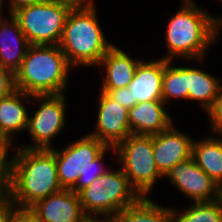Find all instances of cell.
<instances>
[{
	"label": "cell",
	"instance_id": "6da1fadb",
	"mask_svg": "<svg viewBox=\"0 0 222 222\" xmlns=\"http://www.w3.org/2000/svg\"><path fill=\"white\" fill-rule=\"evenodd\" d=\"M195 0H183L180 10L170 17L165 33L167 61L182 58L203 62L222 28V16H214L197 6ZM177 57V58H176Z\"/></svg>",
	"mask_w": 222,
	"mask_h": 222
},
{
	"label": "cell",
	"instance_id": "7a4b0ae2",
	"mask_svg": "<svg viewBox=\"0 0 222 222\" xmlns=\"http://www.w3.org/2000/svg\"><path fill=\"white\" fill-rule=\"evenodd\" d=\"M61 190L55 147L15 148L9 195L18 208L29 209L37 201Z\"/></svg>",
	"mask_w": 222,
	"mask_h": 222
},
{
	"label": "cell",
	"instance_id": "3957f363",
	"mask_svg": "<svg viewBox=\"0 0 222 222\" xmlns=\"http://www.w3.org/2000/svg\"><path fill=\"white\" fill-rule=\"evenodd\" d=\"M97 4H76L68 14L59 46L72 68L95 67L114 45L98 21Z\"/></svg>",
	"mask_w": 222,
	"mask_h": 222
},
{
	"label": "cell",
	"instance_id": "277c9868",
	"mask_svg": "<svg viewBox=\"0 0 222 222\" xmlns=\"http://www.w3.org/2000/svg\"><path fill=\"white\" fill-rule=\"evenodd\" d=\"M71 71L59 45H30L14 74L15 86L30 95L65 94Z\"/></svg>",
	"mask_w": 222,
	"mask_h": 222
},
{
	"label": "cell",
	"instance_id": "5b68a950",
	"mask_svg": "<svg viewBox=\"0 0 222 222\" xmlns=\"http://www.w3.org/2000/svg\"><path fill=\"white\" fill-rule=\"evenodd\" d=\"M61 150L55 148L59 183L62 189L76 193L89 186L93 180L109 169L102 166L104 165L102 161L107 152H115L114 147H108L88 134L79 140H74Z\"/></svg>",
	"mask_w": 222,
	"mask_h": 222
},
{
	"label": "cell",
	"instance_id": "8992f818",
	"mask_svg": "<svg viewBox=\"0 0 222 222\" xmlns=\"http://www.w3.org/2000/svg\"><path fill=\"white\" fill-rule=\"evenodd\" d=\"M88 218H113L141 196L132 187L123 170L108 169L103 175L78 192Z\"/></svg>",
	"mask_w": 222,
	"mask_h": 222
},
{
	"label": "cell",
	"instance_id": "52a82bcc",
	"mask_svg": "<svg viewBox=\"0 0 222 222\" xmlns=\"http://www.w3.org/2000/svg\"><path fill=\"white\" fill-rule=\"evenodd\" d=\"M76 4L47 0L24 6L12 13L30 45H59L68 14Z\"/></svg>",
	"mask_w": 222,
	"mask_h": 222
},
{
	"label": "cell",
	"instance_id": "ba28073f",
	"mask_svg": "<svg viewBox=\"0 0 222 222\" xmlns=\"http://www.w3.org/2000/svg\"><path fill=\"white\" fill-rule=\"evenodd\" d=\"M114 149L132 187L141 197H148L157 179L164 177L154 160L153 135L130 134Z\"/></svg>",
	"mask_w": 222,
	"mask_h": 222
},
{
	"label": "cell",
	"instance_id": "9c48e42d",
	"mask_svg": "<svg viewBox=\"0 0 222 222\" xmlns=\"http://www.w3.org/2000/svg\"><path fill=\"white\" fill-rule=\"evenodd\" d=\"M65 94L60 95H32L37 102L38 109L29 115L26 132L31 137V145H22L27 149H51L53 139L66 127L67 101ZM41 101V102H40Z\"/></svg>",
	"mask_w": 222,
	"mask_h": 222
},
{
	"label": "cell",
	"instance_id": "30bf717a",
	"mask_svg": "<svg viewBox=\"0 0 222 222\" xmlns=\"http://www.w3.org/2000/svg\"><path fill=\"white\" fill-rule=\"evenodd\" d=\"M165 177L174 188L191 199L190 202L220 199V186L194 162L192 157L176 164Z\"/></svg>",
	"mask_w": 222,
	"mask_h": 222
},
{
	"label": "cell",
	"instance_id": "8fae6325",
	"mask_svg": "<svg viewBox=\"0 0 222 222\" xmlns=\"http://www.w3.org/2000/svg\"><path fill=\"white\" fill-rule=\"evenodd\" d=\"M97 104V124L95 131L88 133L108 147H115L130 134L129 110L113 100L107 93L100 91Z\"/></svg>",
	"mask_w": 222,
	"mask_h": 222
},
{
	"label": "cell",
	"instance_id": "7c38bea8",
	"mask_svg": "<svg viewBox=\"0 0 222 222\" xmlns=\"http://www.w3.org/2000/svg\"><path fill=\"white\" fill-rule=\"evenodd\" d=\"M174 126L153 135L154 160L164 177L176 164L192 157L193 137Z\"/></svg>",
	"mask_w": 222,
	"mask_h": 222
},
{
	"label": "cell",
	"instance_id": "4fadbf2b",
	"mask_svg": "<svg viewBox=\"0 0 222 222\" xmlns=\"http://www.w3.org/2000/svg\"><path fill=\"white\" fill-rule=\"evenodd\" d=\"M39 222H84V214L78 193L63 189L37 201L30 208Z\"/></svg>",
	"mask_w": 222,
	"mask_h": 222
},
{
	"label": "cell",
	"instance_id": "5bb4252c",
	"mask_svg": "<svg viewBox=\"0 0 222 222\" xmlns=\"http://www.w3.org/2000/svg\"><path fill=\"white\" fill-rule=\"evenodd\" d=\"M165 106L163 100H152L137 103L129 109L128 121L131 134L155 135L168 129L173 121Z\"/></svg>",
	"mask_w": 222,
	"mask_h": 222
},
{
	"label": "cell",
	"instance_id": "9a60e30c",
	"mask_svg": "<svg viewBox=\"0 0 222 222\" xmlns=\"http://www.w3.org/2000/svg\"><path fill=\"white\" fill-rule=\"evenodd\" d=\"M3 17V13H0V67L15 74L26 56L30 43L12 14H9V19Z\"/></svg>",
	"mask_w": 222,
	"mask_h": 222
},
{
	"label": "cell",
	"instance_id": "2e32d148",
	"mask_svg": "<svg viewBox=\"0 0 222 222\" xmlns=\"http://www.w3.org/2000/svg\"><path fill=\"white\" fill-rule=\"evenodd\" d=\"M141 60L133 59L123 49L115 44L109 49L106 55L101 59L98 67L104 70L100 90H116L127 87L132 81L135 70Z\"/></svg>",
	"mask_w": 222,
	"mask_h": 222
},
{
	"label": "cell",
	"instance_id": "e0dca14e",
	"mask_svg": "<svg viewBox=\"0 0 222 222\" xmlns=\"http://www.w3.org/2000/svg\"><path fill=\"white\" fill-rule=\"evenodd\" d=\"M165 59L141 60L135 70L134 77L127 86L132 91L133 100L137 103L152 100H163L162 82Z\"/></svg>",
	"mask_w": 222,
	"mask_h": 222
},
{
	"label": "cell",
	"instance_id": "ac0fdd59",
	"mask_svg": "<svg viewBox=\"0 0 222 222\" xmlns=\"http://www.w3.org/2000/svg\"><path fill=\"white\" fill-rule=\"evenodd\" d=\"M30 99L32 95L18 89L0 98V135L13 142L15 134L27 130L29 112L24 100L30 102Z\"/></svg>",
	"mask_w": 222,
	"mask_h": 222
},
{
	"label": "cell",
	"instance_id": "d6986e66",
	"mask_svg": "<svg viewBox=\"0 0 222 222\" xmlns=\"http://www.w3.org/2000/svg\"><path fill=\"white\" fill-rule=\"evenodd\" d=\"M192 158L209 177L222 186V136L208 135L201 140H194Z\"/></svg>",
	"mask_w": 222,
	"mask_h": 222
},
{
	"label": "cell",
	"instance_id": "ffe728a7",
	"mask_svg": "<svg viewBox=\"0 0 222 222\" xmlns=\"http://www.w3.org/2000/svg\"><path fill=\"white\" fill-rule=\"evenodd\" d=\"M188 100L197 101L206 112L222 90L221 79L199 68L188 67Z\"/></svg>",
	"mask_w": 222,
	"mask_h": 222
},
{
	"label": "cell",
	"instance_id": "44dd1931",
	"mask_svg": "<svg viewBox=\"0 0 222 222\" xmlns=\"http://www.w3.org/2000/svg\"><path fill=\"white\" fill-rule=\"evenodd\" d=\"M113 222H172L170 207L159 205L148 197L124 208L112 218Z\"/></svg>",
	"mask_w": 222,
	"mask_h": 222
},
{
	"label": "cell",
	"instance_id": "7402d4cb",
	"mask_svg": "<svg viewBox=\"0 0 222 222\" xmlns=\"http://www.w3.org/2000/svg\"><path fill=\"white\" fill-rule=\"evenodd\" d=\"M173 61L165 60L162 95L165 104L175 99L188 100V67L174 66Z\"/></svg>",
	"mask_w": 222,
	"mask_h": 222
},
{
	"label": "cell",
	"instance_id": "603a6c76",
	"mask_svg": "<svg viewBox=\"0 0 222 222\" xmlns=\"http://www.w3.org/2000/svg\"><path fill=\"white\" fill-rule=\"evenodd\" d=\"M171 212L172 222H222V200L192 202L185 211L171 208Z\"/></svg>",
	"mask_w": 222,
	"mask_h": 222
},
{
	"label": "cell",
	"instance_id": "cb8c5ba5",
	"mask_svg": "<svg viewBox=\"0 0 222 222\" xmlns=\"http://www.w3.org/2000/svg\"><path fill=\"white\" fill-rule=\"evenodd\" d=\"M13 144L14 142L0 135V194L9 193L10 190L13 154L10 155V159L8 155L9 150H15Z\"/></svg>",
	"mask_w": 222,
	"mask_h": 222
},
{
	"label": "cell",
	"instance_id": "d4e9b609",
	"mask_svg": "<svg viewBox=\"0 0 222 222\" xmlns=\"http://www.w3.org/2000/svg\"><path fill=\"white\" fill-rule=\"evenodd\" d=\"M206 113L207 117L210 119L211 133L222 136V90L215 99L212 107Z\"/></svg>",
	"mask_w": 222,
	"mask_h": 222
},
{
	"label": "cell",
	"instance_id": "484cf974",
	"mask_svg": "<svg viewBox=\"0 0 222 222\" xmlns=\"http://www.w3.org/2000/svg\"><path fill=\"white\" fill-rule=\"evenodd\" d=\"M107 93L113 100L119 102L128 110L137 104V100H133L132 91L128 87H123L116 90H101Z\"/></svg>",
	"mask_w": 222,
	"mask_h": 222
},
{
	"label": "cell",
	"instance_id": "4316f807",
	"mask_svg": "<svg viewBox=\"0 0 222 222\" xmlns=\"http://www.w3.org/2000/svg\"><path fill=\"white\" fill-rule=\"evenodd\" d=\"M19 208L12 202L9 193L0 194V222H12Z\"/></svg>",
	"mask_w": 222,
	"mask_h": 222
},
{
	"label": "cell",
	"instance_id": "83f0119b",
	"mask_svg": "<svg viewBox=\"0 0 222 222\" xmlns=\"http://www.w3.org/2000/svg\"><path fill=\"white\" fill-rule=\"evenodd\" d=\"M15 89L14 73L9 69L0 67V98L7 96Z\"/></svg>",
	"mask_w": 222,
	"mask_h": 222
},
{
	"label": "cell",
	"instance_id": "f1b7e54d",
	"mask_svg": "<svg viewBox=\"0 0 222 222\" xmlns=\"http://www.w3.org/2000/svg\"><path fill=\"white\" fill-rule=\"evenodd\" d=\"M47 0H9V9H8V13L12 14L13 12H15L17 9L24 7V6H29V5H33V4H37V3H42L45 2ZM5 0H2V7H1V13L4 12L3 11V5Z\"/></svg>",
	"mask_w": 222,
	"mask_h": 222
},
{
	"label": "cell",
	"instance_id": "f546056e",
	"mask_svg": "<svg viewBox=\"0 0 222 222\" xmlns=\"http://www.w3.org/2000/svg\"><path fill=\"white\" fill-rule=\"evenodd\" d=\"M12 222H39L37 217L30 211V209L19 208L14 214Z\"/></svg>",
	"mask_w": 222,
	"mask_h": 222
},
{
	"label": "cell",
	"instance_id": "4dcf8cb0",
	"mask_svg": "<svg viewBox=\"0 0 222 222\" xmlns=\"http://www.w3.org/2000/svg\"><path fill=\"white\" fill-rule=\"evenodd\" d=\"M84 222H113L111 218H87Z\"/></svg>",
	"mask_w": 222,
	"mask_h": 222
},
{
	"label": "cell",
	"instance_id": "1f68e13d",
	"mask_svg": "<svg viewBox=\"0 0 222 222\" xmlns=\"http://www.w3.org/2000/svg\"><path fill=\"white\" fill-rule=\"evenodd\" d=\"M68 1H71L75 4H88L93 2V0H68Z\"/></svg>",
	"mask_w": 222,
	"mask_h": 222
},
{
	"label": "cell",
	"instance_id": "d6a6232c",
	"mask_svg": "<svg viewBox=\"0 0 222 222\" xmlns=\"http://www.w3.org/2000/svg\"><path fill=\"white\" fill-rule=\"evenodd\" d=\"M220 198L222 200V186L220 187Z\"/></svg>",
	"mask_w": 222,
	"mask_h": 222
},
{
	"label": "cell",
	"instance_id": "836d02e7",
	"mask_svg": "<svg viewBox=\"0 0 222 222\" xmlns=\"http://www.w3.org/2000/svg\"><path fill=\"white\" fill-rule=\"evenodd\" d=\"M1 7H2V0H0V13H1Z\"/></svg>",
	"mask_w": 222,
	"mask_h": 222
}]
</instances>
